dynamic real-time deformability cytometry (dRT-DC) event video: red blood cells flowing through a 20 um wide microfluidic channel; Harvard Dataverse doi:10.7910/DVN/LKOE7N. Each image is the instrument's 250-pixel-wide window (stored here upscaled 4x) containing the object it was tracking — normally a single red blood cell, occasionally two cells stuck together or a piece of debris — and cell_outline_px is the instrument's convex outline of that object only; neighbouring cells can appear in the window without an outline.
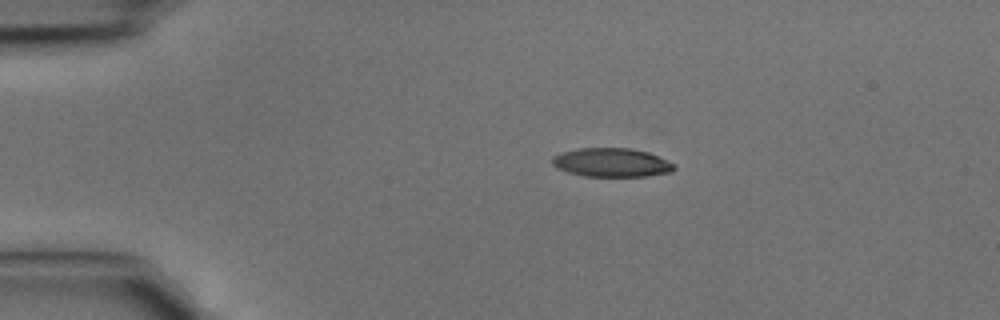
{"species": "common noctule bat (a hibernating species)", "species_latin": "Nyctalus noctula", "temperature_condition": "cold", "stored_images_in_passage": 2, "camera_frame_rate_fps": 3000, "um_per_image_px": 0.085, "animal": {"sex": "male", "body_mass_g": 15.6}, "frame": {"image": 1, "passage_image": 1, "time_ms": 0.0, "image_size_px": [1000, 320], "cell_outline_px": [[676, 168], [672, 172], [644, 176], [584, 176], [568, 172], [556, 168], [552, 164], [552, 156], [564, 152], [580, 148], [628, 148], [648, 152], [676, 164]], "centroid_in_image_um": [51.99, 13.82], "position_along_channel_um": 33.0, "area_um2": 20.4}}